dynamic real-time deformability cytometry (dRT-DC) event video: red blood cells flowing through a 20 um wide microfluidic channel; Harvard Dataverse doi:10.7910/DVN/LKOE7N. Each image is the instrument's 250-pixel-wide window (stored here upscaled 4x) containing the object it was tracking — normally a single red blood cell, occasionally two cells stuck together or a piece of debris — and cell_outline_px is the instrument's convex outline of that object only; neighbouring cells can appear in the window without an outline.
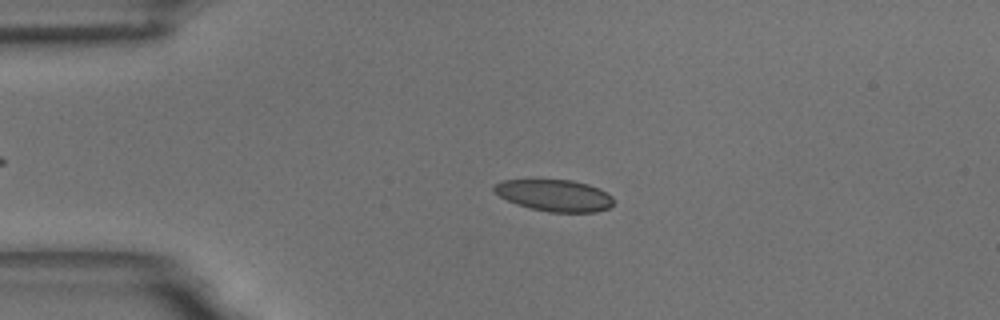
{"species": "common noctule bat (a hibernating species)", "species_latin": "Nyctalus noctula", "temperature_condition": "room temperature", "stored_images_in_passage": 55, "camera_frame_rate_fps": 3000, "um_per_image_px": 0.085, "animal": {"sex": "male", "body_mass_g": 18.8}, "frame": {"image": 1, "passage_image": 12, "time_ms": 3.667, "image_size_px": [1000, 320], "cell_outline_px": [[612, 204], [608, 208], [596, 212], [548, 212], [532, 208], [508, 200], [500, 196], [492, 188], [496, 184], [504, 180], [572, 180], [588, 184], [600, 188], [612, 196]], "centroid_in_image_um": [47.18, 16.6], "position_along_channel_um": 37.8, "area_um2": 21.73}}
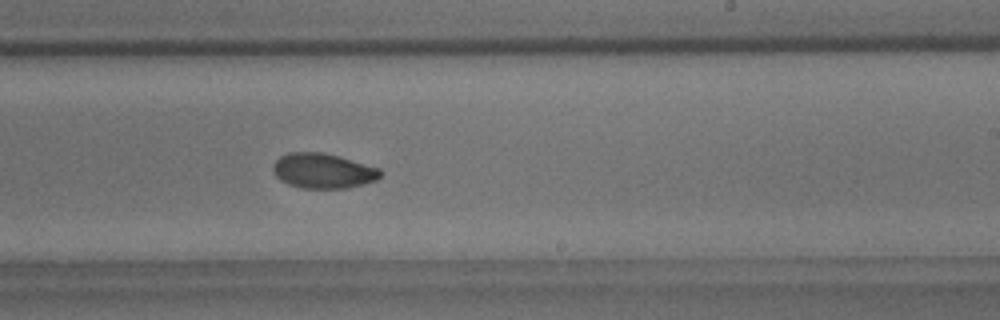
{"frame": {"image": 2, "passage_image": 33, "time_ms": 10.667, "image_size_px": [1000, 320], "cell_outline_px": [[380, 176], [376, 180], [344, 188], [304, 188], [288, 184], [280, 180], [272, 172], [272, 164], [280, 156], [288, 152], [320, 152], [336, 156], [380, 168]], "centroid_in_image_um": [27.39, 14.51], "position_along_channel_um": 261.6, "area_um2": 21.62}}
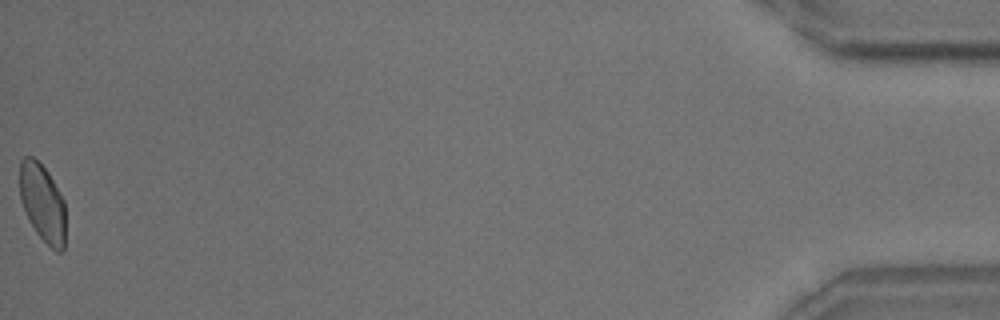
{"frame": {"image": 3, "passage_image": 55, "time_ms": 18.0, "image_size_px": [1000, 320], "cell_outline_px": [[64, 248], [60, 252], [56, 252], [36, 232], [20, 200], [20, 160], [24, 156], [32, 156], [48, 172], [64, 200]], "centroid_in_image_um": [3.61, 17.22], "position_along_channel_um": 431.6, "area_um2": 20.4}, "authors_computed_cell_mechanics": {"area_um2": 22.1374, "velocity_mm_per_s": 3.662, "shape_relaxation_time_tau1_ms": 3.7572, "shape_relaxation_time_tau2_ms": 1.4984, "deformation_change_tau1": 0.1096, "deformation_change_tau2": 0.0444}}